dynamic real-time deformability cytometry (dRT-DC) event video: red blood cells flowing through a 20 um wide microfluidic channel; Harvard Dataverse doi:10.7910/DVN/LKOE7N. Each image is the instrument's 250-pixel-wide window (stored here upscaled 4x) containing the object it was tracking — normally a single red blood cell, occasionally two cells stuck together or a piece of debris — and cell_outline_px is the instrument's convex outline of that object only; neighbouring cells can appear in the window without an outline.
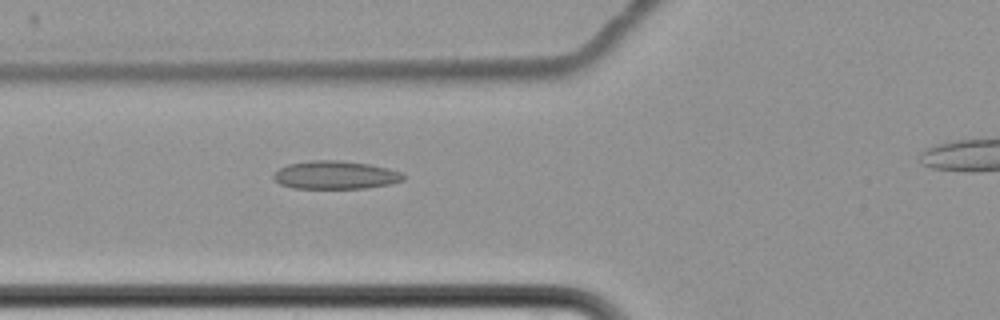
{"species": "common noctule bat (a hibernating species)", "species_latin": "Nyctalus noctula", "temperature_condition": "cold", "stored_images_in_passage": 5, "camera_frame_rate_fps": 3000, "um_per_image_px": 0.085, "animal": {"sex": "female", "body_mass_g": 22.7, "forearm_length_mm": 54.2}, "frame": {"image": 1, "passage_image": 4, "time_ms": 3.667, "image_size_px": [1000, 320], "cell_outline_px": [[404, 180], [388, 184], [364, 188], [292, 188], [280, 184], [272, 176], [272, 172], [288, 164], [312, 160], [336, 160], [368, 164], [388, 168], [400, 172], [404, 176]], "centroid_in_image_um": [28.46, 14.87], "position_along_channel_um": 97.3, "area_um2": 21.15}}